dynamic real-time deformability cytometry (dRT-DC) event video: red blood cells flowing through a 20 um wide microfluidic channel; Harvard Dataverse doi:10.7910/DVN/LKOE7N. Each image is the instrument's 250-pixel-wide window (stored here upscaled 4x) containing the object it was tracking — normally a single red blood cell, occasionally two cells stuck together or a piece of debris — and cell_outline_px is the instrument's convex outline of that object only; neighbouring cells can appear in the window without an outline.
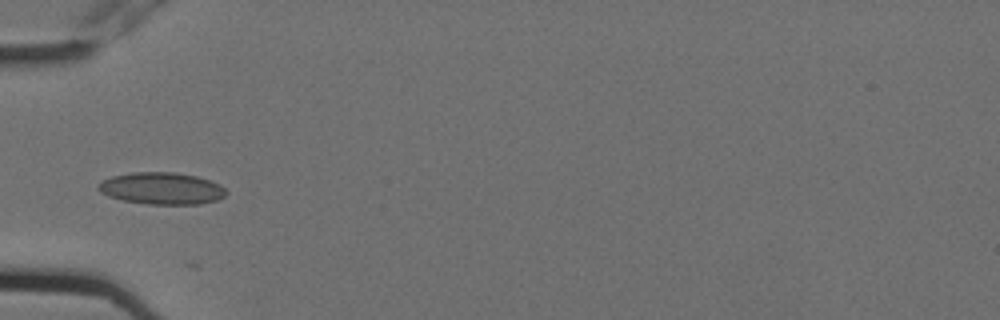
{"species": "Egyptian fruit bat (a non-hibernating species)", "species_latin": "Rousettus aegyptiacus", "temperature_condition": "cold", "stored_images_in_passage": 8, "camera_frame_rate_fps": 3000, "um_per_image_px": 0.085, "animal": {"sex": "female"}, "frame": {"image": 1, "passage_image": 3, "time_ms": 0.667, "image_size_px": [1000, 320], "cell_outline_px": [[228, 192], [224, 196], [216, 200], [200, 204], [148, 204], [120, 200], [108, 196], [100, 192], [96, 188], [96, 184], [100, 180], [112, 176], [132, 172], [176, 172], [196, 176], [220, 184]], "centroid_in_image_um": [13.69, 16.01], "position_along_channel_um": 71.3, "area_um2": 24.04}}
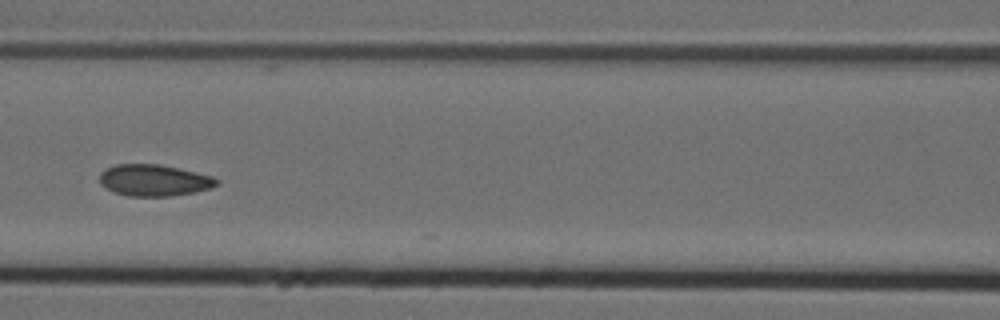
{"frame": {"image": 2, "passage_image": 5, "time_ms": 1.333, "image_size_px": [1000, 320], "cell_outline_px": [[220, 184], [212, 188], [196, 192], [168, 196], [128, 196], [112, 192], [100, 184], [100, 172], [104, 168], [116, 164], [160, 164], [180, 168], [212, 176], [220, 180]], "centroid_in_image_um": [13.1, 15.32], "position_along_channel_um": 153.5, "area_um2": 21.85}}
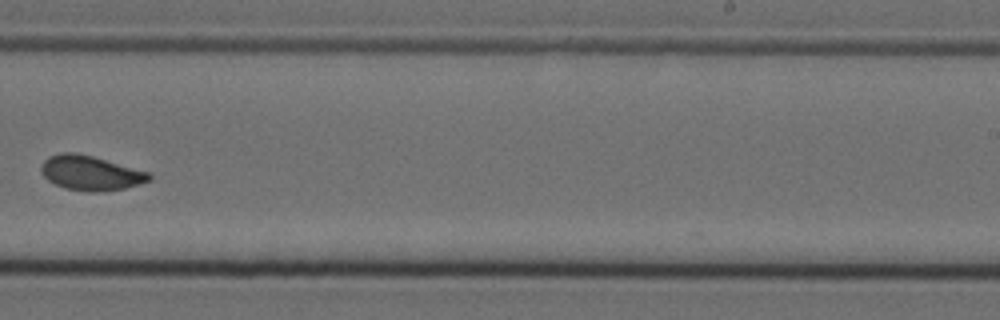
{"frame": {"image": 3, "passage_image": 8, "time_ms": 2.333, "image_size_px": [1000, 320], "cell_outline_px": [[152, 180], [124, 188], [96, 192], [88, 192], [64, 188], [48, 180], [44, 176], [40, 168], [44, 160], [48, 156], [60, 152], [76, 152], [92, 156], [148, 172], [152, 176]], "centroid_in_image_um": [7.67, 14.7], "position_along_channel_um": 281.3, "area_um2": 21.68}}